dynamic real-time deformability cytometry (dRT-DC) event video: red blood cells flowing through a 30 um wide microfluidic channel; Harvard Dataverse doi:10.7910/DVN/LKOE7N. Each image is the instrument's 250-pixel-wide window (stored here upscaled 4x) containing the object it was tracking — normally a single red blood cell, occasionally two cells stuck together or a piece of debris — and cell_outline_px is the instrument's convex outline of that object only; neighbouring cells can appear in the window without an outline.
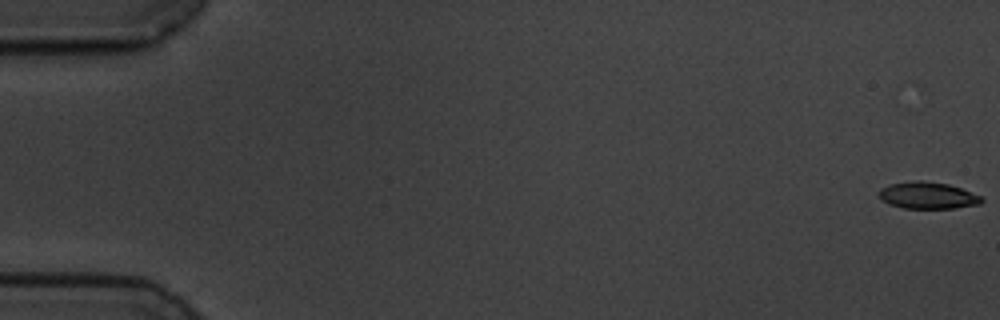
{"species": "common noctule bat (a hibernating species)", "species_latin": "Nyctalus noctula", "temperature_condition": "cold", "stored_images_in_passage": 13, "camera_frame_rate_fps": 3000, "um_per_image_px": 0.085, "animal": {"sex": "male", "body_mass_g": 19.5, "forearm_length_mm": 54.6}, "frame": {"image": 1, "passage_image": 1, "time_ms": 0.0, "image_size_px": [1000, 320], "cell_outline_px": [[984, 200], [980, 204], [956, 208], [904, 208], [888, 204], [880, 200], [876, 196], [880, 188], [892, 184], [916, 180], [924, 180], [948, 184], [960, 188], [980, 196]], "centroid_in_image_um": [78.8, 16.61], "position_along_channel_um": 6.2, "area_um2": 16.13}}